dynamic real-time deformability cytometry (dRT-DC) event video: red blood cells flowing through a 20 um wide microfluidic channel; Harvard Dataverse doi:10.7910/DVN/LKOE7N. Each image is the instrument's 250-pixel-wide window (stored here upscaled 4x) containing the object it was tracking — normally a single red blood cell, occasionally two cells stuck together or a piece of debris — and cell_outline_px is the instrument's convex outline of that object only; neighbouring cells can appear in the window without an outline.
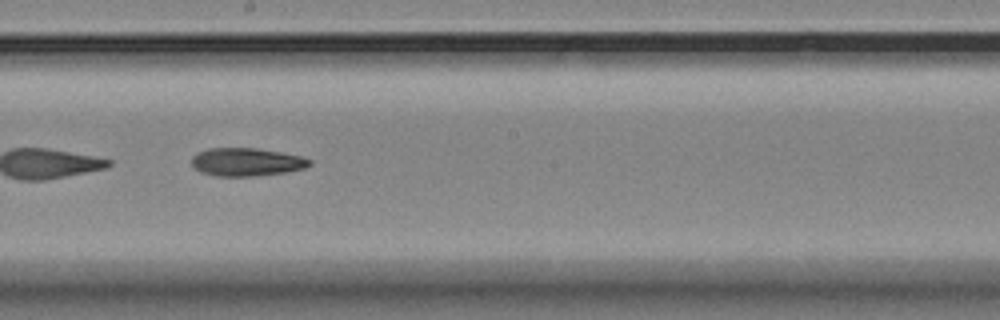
{"species": "Egyptian fruit bat (a non-hibernating species)", "species_latin": "Rousettus aegyptiacus", "temperature_condition": "room temperature", "stored_images_in_passage": 55, "segment_of_instrument_passage": [2, 2], "camera_frame_rate_fps": 3000, "um_per_image_px": 0.085, "animal": {"sex": "female"}, "frame": {"image": 1, "passage_image": 30, "time_ms": 9.667, "image_size_px": [1000, 320], "cell_outline_px": [[312, 164], [304, 168], [284, 172], [256, 176], [216, 176], [200, 172], [192, 168], [192, 156], [196, 152], [208, 148], [256, 148], [280, 152], [300, 156], [312, 160]], "centroid_in_image_um": [20.91, 13.77], "position_along_channel_um": 227.3, "area_um2": 19.42}}
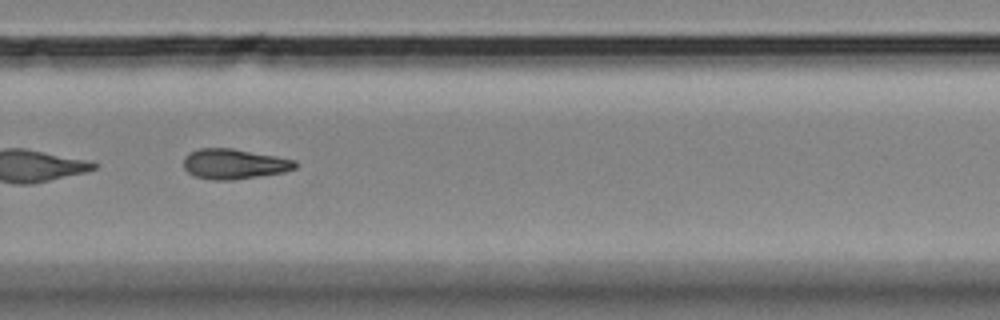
{"frame": {"image": 2, "passage_image": 37, "time_ms": 12.0, "image_size_px": [1000, 320], "cell_outline_px": [[296, 168], [284, 172], [232, 180], [212, 180], [196, 176], [188, 172], [184, 168], [184, 156], [188, 152], [200, 148], [232, 148], [276, 156], [296, 160]], "centroid_in_image_um": [19.88, 13.93], "position_along_channel_um": 309.9, "area_um2": 19.59}}
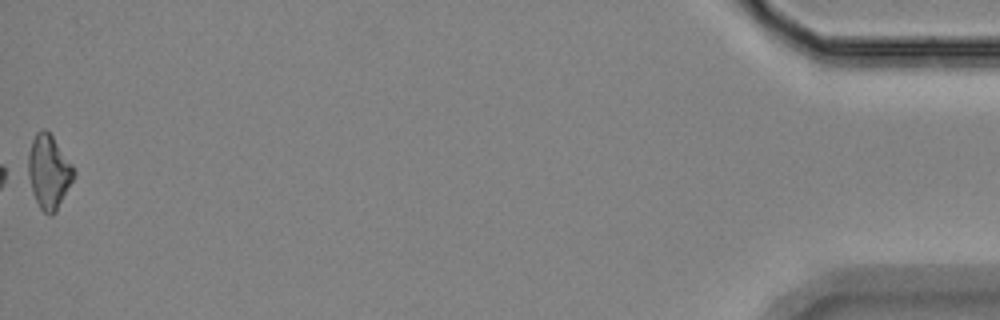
{"frame": {"image": 3, "passage_image": 55, "time_ms": 18.0, "image_size_px": [1000, 320], "cell_outline_px": [[76, 172], [56, 212], [52, 216], [48, 216], [40, 208], [32, 192], [28, 176], [28, 156], [32, 140], [36, 132], [44, 128], [52, 136], [72, 164]], "centroid_in_image_um": [4.14, 14.62], "position_along_channel_um": 431.1, "area_um2": 19.42}}